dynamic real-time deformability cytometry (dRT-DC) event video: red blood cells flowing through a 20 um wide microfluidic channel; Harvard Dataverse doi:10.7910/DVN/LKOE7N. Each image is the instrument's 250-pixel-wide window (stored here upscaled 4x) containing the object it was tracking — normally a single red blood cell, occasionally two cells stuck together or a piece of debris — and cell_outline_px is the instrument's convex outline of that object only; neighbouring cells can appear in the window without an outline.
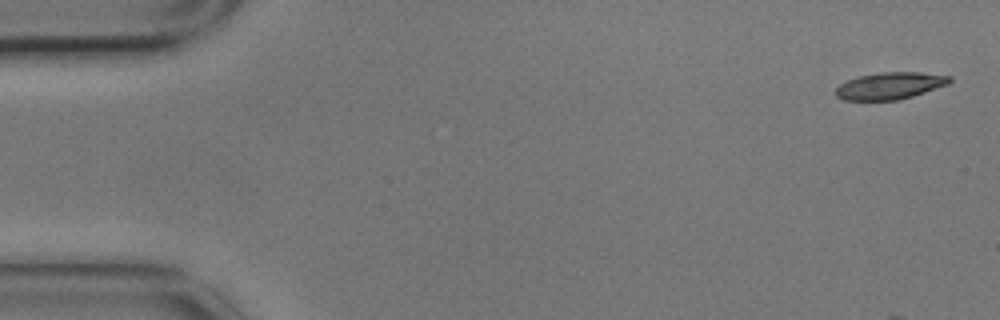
{"species": "common noctule bat (a hibernating species)", "species_latin": "Nyctalus noctula", "temperature_condition": "cold", "stored_images_in_passage": 6, "segment_of_instrument_passage": [1, 2], "camera_frame_rate_fps": 3000, "um_per_image_px": 0.085, "animal": {"sex": "male", "body_mass_g": 17.9}, "frame": {"image": 1, "passage_image": 1, "time_ms": 0.0, "image_size_px": [1000, 320], "cell_outline_px": [[952, 80], [948, 84], [900, 100], [844, 100], [836, 96], [836, 88], [840, 84], [848, 80], [860, 76], [880, 72], [920, 72], [952, 76]], "centroid_in_image_um": [75.66, 7.29], "position_along_channel_um": 9.3, "area_um2": 17.8}}